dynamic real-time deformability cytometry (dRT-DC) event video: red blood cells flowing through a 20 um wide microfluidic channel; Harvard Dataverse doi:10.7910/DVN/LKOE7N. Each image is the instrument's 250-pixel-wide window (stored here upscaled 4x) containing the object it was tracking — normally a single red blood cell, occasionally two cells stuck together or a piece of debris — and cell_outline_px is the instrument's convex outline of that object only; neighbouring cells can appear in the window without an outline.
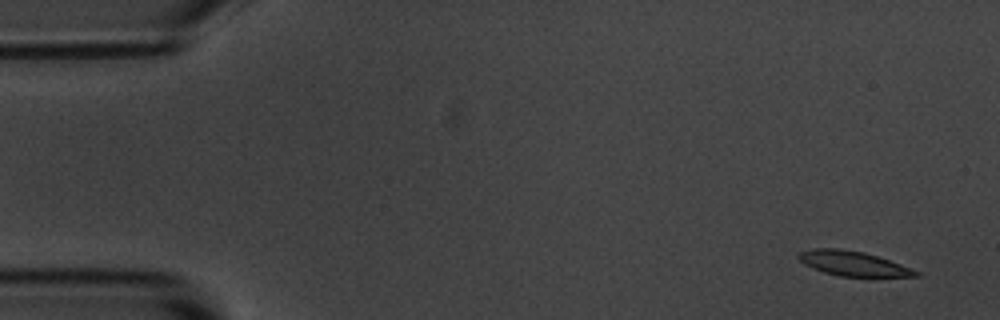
{"species": "common noctule bat (a hibernating species)", "species_latin": "Nyctalus noctula", "temperature_condition": "room temperature", "stored_images_in_passage": 4, "camera_frame_rate_fps": 3000, "um_per_image_px": 0.085, "animal": {"sex": "male", "body_mass_g": 20.1, "forearm_length_mm": 53.5}, "frame": {"image": 1, "passage_image": 1, "time_ms": 0.0, "image_size_px": [1000, 320], "cell_outline_px": [[924, 276], [840, 276], [824, 272], [812, 268], [804, 264], [796, 256], [800, 252], [812, 248], [836, 248], [864, 252], [900, 264], [920, 272]], "centroid_in_image_um": [72.48, 22.39], "position_along_channel_um": 12.5, "area_um2": 16.65}}